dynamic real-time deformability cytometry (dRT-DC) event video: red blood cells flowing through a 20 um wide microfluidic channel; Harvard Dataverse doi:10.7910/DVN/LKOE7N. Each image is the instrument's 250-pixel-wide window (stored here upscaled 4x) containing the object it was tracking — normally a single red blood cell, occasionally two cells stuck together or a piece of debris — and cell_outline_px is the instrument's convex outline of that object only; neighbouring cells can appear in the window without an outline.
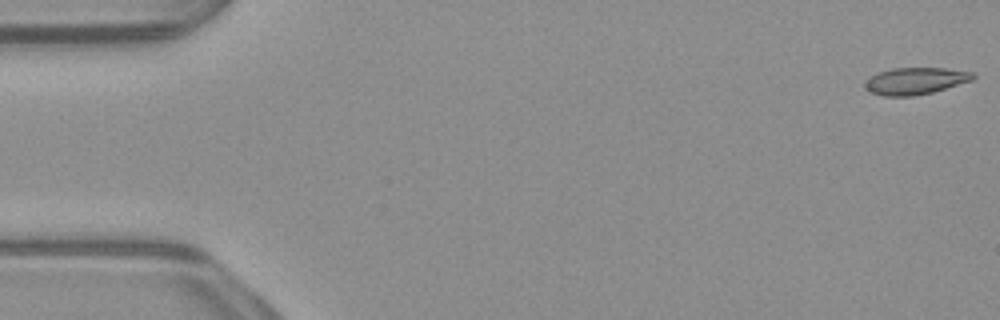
{"species": "common noctule bat (a hibernating species)", "species_latin": "Nyctalus noctula", "temperature_condition": "warm", "stored_images_in_passage": 53, "camera_frame_rate_fps": 3000, "um_per_image_px": 0.085, "animal": {"sex": "male", "body_mass_g": 23.1, "forearm_length_mm": 52.7}, "frame": {"image": 1, "passage_image": 1, "time_ms": 0.0, "image_size_px": [1000, 320], "cell_outline_px": [[976, 76], [972, 80], [932, 92], [912, 96], [884, 96], [872, 92], [864, 88], [864, 84], [872, 76], [880, 72], [892, 68], [944, 68], [972, 72]], "centroid_in_image_um": [77.81, 6.88], "position_along_channel_um": 7.2, "area_um2": 16.65}}
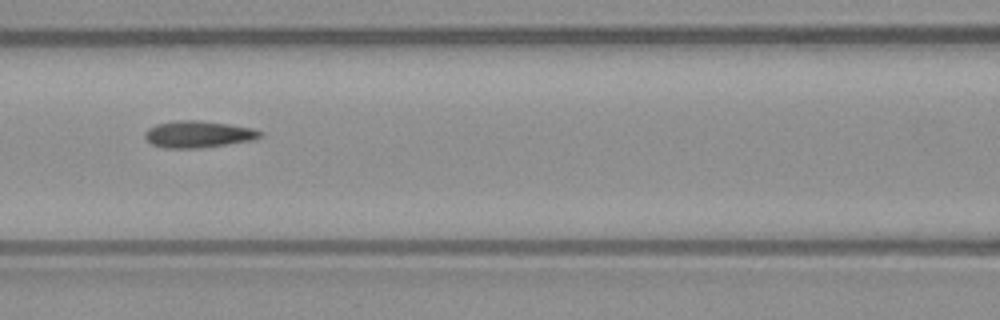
{"frame": {"image": 2, "passage_image": 23, "time_ms": 7.333, "image_size_px": [1000, 320], "cell_outline_px": [[264, 136], [256, 140], [200, 148], [164, 148], [152, 144], [144, 136], [144, 132], [148, 128], [156, 124], [176, 120], [200, 120], [228, 124], [252, 128], [264, 132]], "centroid_in_image_um": [16.89, 11.41], "position_along_channel_um": 149.7, "area_um2": 18.21}}
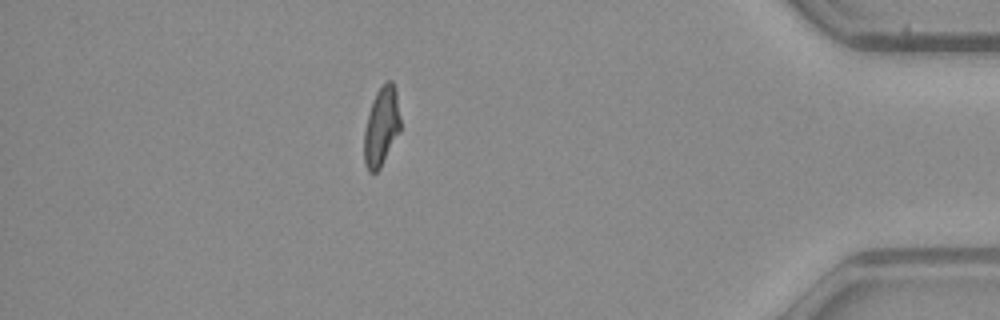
{"frame": {"image": 3, "passage_image": 46, "time_ms": 15.0, "image_size_px": [1000, 320], "cell_outline_px": [[400, 132], [380, 168], [376, 172], [368, 172], [364, 164], [364, 132], [372, 100], [376, 92], [388, 80], [392, 80], [396, 88], [400, 116]], "centroid_in_image_um": [32.43, 10.76], "position_along_channel_um": 402.8, "area_um2": 16.76}, "authors_computed_cell_mechanics": {"area_um2": 17.34, "velocity_mm_per_s": 3.9404, "shape_relaxation_time_tau1_ms": null, "shape_relaxation_time_tau2_ms": 2.1602, "deformation_change_tau1": null, "deformation_change_tau2": 0.082}}